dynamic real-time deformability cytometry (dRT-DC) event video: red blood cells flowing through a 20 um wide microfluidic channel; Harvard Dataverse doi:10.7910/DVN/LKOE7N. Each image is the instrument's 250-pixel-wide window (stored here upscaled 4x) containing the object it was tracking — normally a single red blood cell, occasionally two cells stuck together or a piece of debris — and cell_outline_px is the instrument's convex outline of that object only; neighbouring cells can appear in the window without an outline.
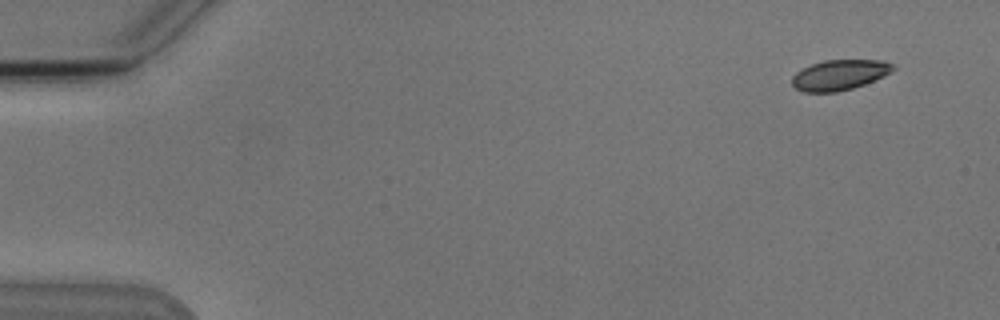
{"species": "Egyptian fruit bat (a non-hibernating species)", "species_latin": "Rousettus aegyptiacus", "temperature_condition": "cold", "stored_images_in_passage": 5, "camera_frame_rate_fps": 3000, "um_per_image_px": 0.085, "animal": {"sex": "male"}, "frame": {"image": 1, "passage_image": 1, "time_ms": 0.0, "image_size_px": [1000, 320], "cell_outline_px": [[896, 68], [892, 72], [884, 76], [864, 84], [852, 88], [836, 92], [804, 92], [796, 88], [792, 84], [792, 76], [796, 72], [812, 64], [824, 60], [884, 60], [896, 64]], "centroid_in_image_um": [71.4, 6.36], "position_along_channel_um": 13.6, "area_um2": 17.92}}